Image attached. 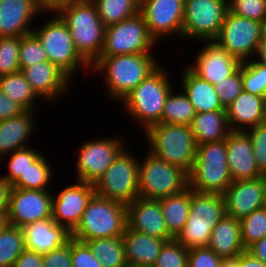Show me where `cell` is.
I'll list each match as a JSON object with an SVG mask.
<instances>
[{"instance_id": "cell-1", "label": "cell", "mask_w": 266, "mask_h": 267, "mask_svg": "<svg viewBox=\"0 0 266 267\" xmlns=\"http://www.w3.org/2000/svg\"><path fill=\"white\" fill-rule=\"evenodd\" d=\"M153 53L100 56L91 71L104 77L109 101H121L162 63Z\"/></svg>"}, {"instance_id": "cell-2", "label": "cell", "mask_w": 266, "mask_h": 267, "mask_svg": "<svg viewBox=\"0 0 266 267\" xmlns=\"http://www.w3.org/2000/svg\"><path fill=\"white\" fill-rule=\"evenodd\" d=\"M169 76L166 68L160 65L120 101L124 113L132 121L139 123L144 128L143 131L154 124L162 123L164 104L174 87Z\"/></svg>"}, {"instance_id": "cell-3", "label": "cell", "mask_w": 266, "mask_h": 267, "mask_svg": "<svg viewBox=\"0 0 266 267\" xmlns=\"http://www.w3.org/2000/svg\"><path fill=\"white\" fill-rule=\"evenodd\" d=\"M67 25L76 51L91 66L104 45L105 26L92 0H75L56 13Z\"/></svg>"}, {"instance_id": "cell-4", "label": "cell", "mask_w": 266, "mask_h": 267, "mask_svg": "<svg viewBox=\"0 0 266 267\" xmlns=\"http://www.w3.org/2000/svg\"><path fill=\"white\" fill-rule=\"evenodd\" d=\"M141 132L149 144L147 151L189 175L197 152V143L191 126L157 123Z\"/></svg>"}, {"instance_id": "cell-5", "label": "cell", "mask_w": 266, "mask_h": 267, "mask_svg": "<svg viewBox=\"0 0 266 267\" xmlns=\"http://www.w3.org/2000/svg\"><path fill=\"white\" fill-rule=\"evenodd\" d=\"M126 227V205L94 194L71 237L81 242L118 237Z\"/></svg>"}, {"instance_id": "cell-6", "label": "cell", "mask_w": 266, "mask_h": 267, "mask_svg": "<svg viewBox=\"0 0 266 267\" xmlns=\"http://www.w3.org/2000/svg\"><path fill=\"white\" fill-rule=\"evenodd\" d=\"M189 187L199 193L223 195L233 182L227 163L226 139L197 145Z\"/></svg>"}, {"instance_id": "cell-7", "label": "cell", "mask_w": 266, "mask_h": 267, "mask_svg": "<svg viewBox=\"0 0 266 267\" xmlns=\"http://www.w3.org/2000/svg\"><path fill=\"white\" fill-rule=\"evenodd\" d=\"M225 214L223 195L192 190L188 219L175 239L187 249L207 246L213 228Z\"/></svg>"}, {"instance_id": "cell-8", "label": "cell", "mask_w": 266, "mask_h": 267, "mask_svg": "<svg viewBox=\"0 0 266 267\" xmlns=\"http://www.w3.org/2000/svg\"><path fill=\"white\" fill-rule=\"evenodd\" d=\"M32 32L40 40L49 62L57 66L71 80L76 72L82 69L92 72L91 66L76 51L67 25L56 13L42 25L34 27Z\"/></svg>"}, {"instance_id": "cell-9", "label": "cell", "mask_w": 266, "mask_h": 267, "mask_svg": "<svg viewBox=\"0 0 266 267\" xmlns=\"http://www.w3.org/2000/svg\"><path fill=\"white\" fill-rule=\"evenodd\" d=\"M146 155V156H145ZM139 158L138 195L159 200L183 192L189 187L188 174L149 151Z\"/></svg>"}, {"instance_id": "cell-10", "label": "cell", "mask_w": 266, "mask_h": 267, "mask_svg": "<svg viewBox=\"0 0 266 267\" xmlns=\"http://www.w3.org/2000/svg\"><path fill=\"white\" fill-rule=\"evenodd\" d=\"M126 146L94 184L95 194L128 205L138 195L139 158Z\"/></svg>"}, {"instance_id": "cell-11", "label": "cell", "mask_w": 266, "mask_h": 267, "mask_svg": "<svg viewBox=\"0 0 266 267\" xmlns=\"http://www.w3.org/2000/svg\"><path fill=\"white\" fill-rule=\"evenodd\" d=\"M157 44L148 31L143 15L138 12L126 20L105 28L104 45L100 56L152 53Z\"/></svg>"}, {"instance_id": "cell-12", "label": "cell", "mask_w": 266, "mask_h": 267, "mask_svg": "<svg viewBox=\"0 0 266 267\" xmlns=\"http://www.w3.org/2000/svg\"><path fill=\"white\" fill-rule=\"evenodd\" d=\"M228 10V0H185L182 40H215Z\"/></svg>"}, {"instance_id": "cell-13", "label": "cell", "mask_w": 266, "mask_h": 267, "mask_svg": "<svg viewBox=\"0 0 266 267\" xmlns=\"http://www.w3.org/2000/svg\"><path fill=\"white\" fill-rule=\"evenodd\" d=\"M122 138L114 136L88 140L79 146L76 164V180L95 184L118 154L126 147Z\"/></svg>"}, {"instance_id": "cell-14", "label": "cell", "mask_w": 266, "mask_h": 267, "mask_svg": "<svg viewBox=\"0 0 266 267\" xmlns=\"http://www.w3.org/2000/svg\"><path fill=\"white\" fill-rule=\"evenodd\" d=\"M261 22L226 13L216 41L240 62L251 60L257 44L261 41Z\"/></svg>"}, {"instance_id": "cell-15", "label": "cell", "mask_w": 266, "mask_h": 267, "mask_svg": "<svg viewBox=\"0 0 266 267\" xmlns=\"http://www.w3.org/2000/svg\"><path fill=\"white\" fill-rule=\"evenodd\" d=\"M184 5L185 0H140L139 12L156 42L182 39Z\"/></svg>"}, {"instance_id": "cell-16", "label": "cell", "mask_w": 266, "mask_h": 267, "mask_svg": "<svg viewBox=\"0 0 266 267\" xmlns=\"http://www.w3.org/2000/svg\"><path fill=\"white\" fill-rule=\"evenodd\" d=\"M49 190L12 188L7 211L8 222L17 227L52 218V195Z\"/></svg>"}, {"instance_id": "cell-17", "label": "cell", "mask_w": 266, "mask_h": 267, "mask_svg": "<svg viewBox=\"0 0 266 267\" xmlns=\"http://www.w3.org/2000/svg\"><path fill=\"white\" fill-rule=\"evenodd\" d=\"M76 183V184H75ZM52 195V218L72 232L79 224L84 210L95 194L94 184L75 180Z\"/></svg>"}, {"instance_id": "cell-18", "label": "cell", "mask_w": 266, "mask_h": 267, "mask_svg": "<svg viewBox=\"0 0 266 267\" xmlns=\"http://www.w3.org/2000/svg\"><path fill=\"white\" fill-rule=\"evenodd\" d=\"M204 43L198 51L196 62L186 64L196 75L214 85L231 76L241 62L230 55L216 41H201Z\"/></svg>"}, {"instance_id": "cell-19", "label": "cell", "mask_w": 266, "mask_h": 267, "mask_svg": "<svg viewBox=\"0 0 266 267\" xmlns=\"http://www.w3.org/2000/svg\"><path fill=\"white\" fill-rule=\"evenodd\" d=\"M226 215L241 220L258 208L266 206L264 179L233 181L223 194Z\"/></svg>"}, {"instance_id": "cell-20", "label": "cell", "mask_w": 266, "mask_h": 267, "mask_svg": "<svg viewBox=\"0 0 266 267\" xmlns=\"http://www.w3.org/2000/svg\"><path fill=\"white\" fill-rule=\"evenodd\" d=\"M126 208L129 229L166 241L175 239L167 228L159 200L137 197Z\"/></svg>"}, {"instance_id": "cell-21", "label": "cell", "mask_w": 266, "mask_h": 267, "mask_svg": "<svg viewBox=\"0 0 266 267\" xmlns=\"http://www.w3.org/2000/svg\"><path fill=\"white\" fill-rule=\"evenodd\" d=\"M20 71L43 101L55 102L63 98L72 86L70 84L73 80L49 61L36 63Z\"/></svg>"}, {"instance_id": "cell-22", "label": "cell", "mask_w": 266, "mask_h": 267, "mask_svg": "<svg viewBox=\"0 0 266 267\" xmlns=\"http://www.w3.org/2000/svg\"><path fill=\"white\" fill-rule=\"evenodd\" d=\"M226 145L227 163L233 181L263 176L256 166L252 143L245 131H230Z\"/></svg>"}, {"instance_id": "cell-23", "label": "cell", "mask_w": 266, "mask_h": 267, "mask_svg": "<svg viewBox=\"0 0 266 267\" xmlns=\"http://www.w3.org/2000/svg\"><path fill=\"white\" fill-rule=\"evenodd\" d=\"M40 14L43 15L34 0H0V37H22L32 33L31 22Z\"/></svg>"}, {"instance_id": "cell-24", "label": "cell", "mask_w": 266, "mask_h": 267, "mask_svg": "<svg viewBox=\"0 0 266 267\" xmlns=\"http://www.w3.org/2000/svg\"><path fill=\"white\" fill-rule=\"evenodd\" d=\"M25 249L39 254L49 253L69 242L71 232L56 223L53 218L39 220L22 227Z\"/></svg>"}, {"instance_id": "cell-25", "label": "cell", "mask_w": 266, "mask_h": 267, "mask_svg": "<svg viewBox=\"0 0 266 267\" xmlns=\"http://www.w3.org/2000/svg\"><path fill=\"white\" fill-rule=\"evenodd\" d=\"M225 109L231 131H245L266 122V97L263 96L243 90Z\"/></svg>"}, {"instance_id": "cell-26", "label": "cell", "mask_w": 266, "mask_h": 267, "mask_svg": "<svg viewBox=\"0 0 266 267\" xmlns=\"http://www.w3.org/2000/svg\"><path fill=\"white\" fill-rule=\"evenodd\" d=\"M36 111L25 110L21 114L0 121V159L14 151L29 147V138L37 131Z\"/></svg>"}, {"instance_id": "cell-27", "label": "cell", "mask_w": 266, "mask_h": 267, "mask_svg": "<svg viewBox=\"0 0 266 267\" xmlns=\"http://www.w3.org/2000/svg\"><path fill=\"white\" fill-rule=\"evenodd\" d=\"M128 267H153L166 240L126 227L122 235Z\"/></svg>"}, {"instance_id": "cell-28", "label": "cell", "mask_w": 266, "mask_h": 267, "mask_svg": "<svg viewBox=\"0 0 266 267\" xmlns=\"http://www.w3.org/2000/svg\"><path fill=\"white\" fill-rule=\"evenodd\" d=\"M180 75L181 90L187 95L196 113L226 110L219 100L214 85L200 78L186 65Z\"/></svg>"}, {"instance_id": "cell-29", "label": "cell", "mask_w": 266, "mask_h": 267, "mask_svg": "<svg viewBox=\"0 0 266 267\" xmlns=\"http://www.w3.org/2000/svg\"><path fill=\"white\" fill-rule=\"evenodd\" d=\"M207 247L221 259L234 258L246 251L241 241L240 220L225 214L213 228Z\"/></svg>"}, {"instance_id": "cell-30", "label": "cell", "mask_w": 266, "mask_h": 267, "mask_svg": "<svg viewBox=\"0 0 266 267\" xmlns=\"http://www.w3.org/2000/svg\"><path fill=\"white\" fill-rule=\"evenodd\" d=\"M190 126L197 145L224 140L231 131L226 110L196 113Z\"/></svg>"}, {"instance_id": "cell-31", "label": "cell", "mask_w": 266, "mask_h": 267, "mask_svg": "<svg viewBox=\"0 0 266 267\" xmlns=\"http://www.w3.org/2000/svg\"><path fill=\"white\" fill-rule=\"evenodd\" d=\"M192 189L159 199L163 216L169 232L176 237L183 229L189 215Z\"/></svg>"}, {"instance_id": "cell-32", "label": "cell", "mask_w": 266, "mask_h": 267, "mask_svg": "<svg viewBox=\"0 0 266 267\" xmlns=\"http://www.w3.org/2000/svg\"><path fill=\"white\" fill-rule=\"evenodd\" d=\"M0 88L7 97L25 110L37 111L40 109L37 108L36 103L41 98L32 89L21 71L0 76Z\"/></svg>"}, {"instance_id": "cell-33", "label": "cell", "mask_w": 266, "mask_h": 267, "mask_svg": "<svg viewBox=\"0 0 266 267\" xmlns=\"http://www.w3.org/2000/svg\"><path fill=\"white\" fill-rule=\"evenodd\" d=\"M85 243L103 267H128L122 236L87 240Z\"/></svg>"}, {"instance_id": "cell-34", "label": "cell", "mask_w": 266, "mask_h": 267, "mask_svg": "<svg viewBox=\"0 0 266 267\" xmlns=\"http://www.w3.org/2000/svg\"><path fill=\"white\" fill-rule=\"evenodd\" d=\"M48 160L42 153L12 184V188L49 190L48 186L54 175L51 163Z\"/></svg>"}, {"instance_id": "cell-35", "label": "cell", "mask_w": 266, "mask_h": 267, "mask_svg": "<svg viewBox=\"0 0 266 267\" xmlns=\"http://www.w3.org/2000/svg\"><path fill=\"white\" fill-rule=\"evenodd\" d=\"M174 90L175 88L167 95L162 114V123L190 126L196 115L194 106L183 90L179 93Z\"/></svg>"}, {"instance_id": "cell-36", "label": "cell", "mask_w": 266, "mask_h": 267, "mask_svg": "<svg viewBox=\"0 0 266 267\" xmlns=\"http://www.w3.org/2000/svg\"><path fill=\"white\" fill-rule=\"evenodd\" d=\"M105 27L117 24L139 12L140 0H92Z\"/></svg>"}, {"instance_id": "cell-37", "label": "cell", "mask_w": 266, "mask_h": 267, "mask_svg": "<svg viewBox=\"0 0 266 267\" xmlns=\"http://www.w3.org/2000/svg\"><path fill=\"white\" fill-rule=\"evenodd\" d=\"M24 250L22 228L8 224L0 233V266H13Z\"/></svg>"}, {"instance_id": "cell-38", "label": "cell", "mask_w": 266, "mask_h": 267, "mask_svg": "<svg viewBox=\"0 0 266 267\" xmlns=\"http://www.w3.org/2000/svg\"><path fill=\"white\" fill-rule=\"evenodd\" d=\"M241 241L245 249L266 237V206L256 209L240 220Z\"/></svg>"}, {"instance_id": "cell-39", "label": "cell", "mask_w": 266, "mask_h": 267, "mask_svg": "<svg viewBox=\"0 0 266 267\" xmlns=\"http://www.w3.org/2000/svg\"><path fill=\"white\" fill-rule=\"evenodd\" d=\"M243 90L266 97V65L254 60L241 62Z\"/></svg>"}, {"instance_id": "cell-40", "label": "cell", "mask_w": 266, "mask_h": 267, "mask_svg": "<svg viewBox=\"0 0 266 267\" xmlns=\"http://www.w3.org/2000/svg\"><path fill=\"white\" fill-rule=\"evenodd\" d=\"M41 154V151L29 146L2 157L0 162L9 157L7 158L8 172L2 176L12 185Z\"/></svg>"}, {"instance_id": "cell-41", "label": "cell", "mask_w": 266, "mask_h": 267, "mask_svg": "<svg viewBox=\"0 0 266 267\" xmlns=\"http://www.w3.org/2000/svg\"><path fill=\"white\" fill-rule=\"evenodd\" d=\"M44 61L49 60L37 36L33 32L22 36L19 47L20 69H24Z\"/></svg>"}, {"instance_id": "cell-42", "label": "cell", "mask_w": 266, "mask_h": 267, "mask_svg": "<svg viewBox=\"0 0 266 267\" xmlns=\"http://www.w3.org/2000/svg\"><path fill=\"white\" fill-rule=\"evenodd\" d=\"M21 37H0V76L20 71Z\"/></svg>"}, {"instance_id": "cell-43", "label": "cell", "mask_w": 266, "mask_h": 267, "mask_svg": "<svg viewBox=\"0 0 266 267\" xmlns=\"http://www.w3.org/2000/svg\"><path fill=\"white\" fill-rule=\"evenodd\" d=\"M188 249L176 239L166 241L153 267H188Z\"/></svg>"}, {"instance_id": "cell-44", "label": "cell", "mask_w": 266, "mask_h": 267, "mask_svg": "<svg viewBox=\"0 0 266 267\" xmlns=\"http://www.w3.org/2000/svg\"><path fill=\"white\" fill-rule=\"evenodd\" d=\"M228 9L237 16L258 22L266 18V0H228Z\"/></svg>"}, {"instance_id": "cell-45", "label": "cell", "mask_w": 266, "mask_h": 267, "mask_svg": "<svg viewBox=\"0 0 266 267\" xmlns=\"http://www.w3.org/2000/svg\"><path fill=\"white\" fill-rule=\"evenodd\" d=\"M219 100L224 108L230 105L243 91V81L240 67L229 77L214 84Z\"/></svg>"}, {"instance_id": "cell-46", "label": "cell", "mask_w": 266, "mask_h": 267, "mask_svg": "<svg viewBox=\"0 0 266 267\" xmlns=\"http://www.w3.org/2000/svg\"><path fill=\"white\" fill-rule=\"evenodd\" d=\"M245 132L251 140L256 166L259 172L266 174V122L251 127Z\"/></svg>"}, {"instance_id": "cell-47", "label": "cell", "mask_w": 266, "mask_h": 267, "mask_svg": "<svg viewBox=\"0 0 266 267\" xmlns=\"http://www.w3.org/2000/svg\"><path fill=\"white\" fill-rule=\"evenodd\" d=\"M71 259L73 267H103L85 242L71 238Z\"/></svg>"}, {"instance_id": "cell-48", "label": "cell", "mask_w": 266, "mask_h": 267, "mask_svg": "<svg viewBox=\"0 0 266 267\" xmlns=\"http://www.w3.org/2000/svg\"><path fill=\"white\" fill-rule=\"evenodd\" d=\"M188 267H220L222 259L209 247L188 249Z\"/></svg>"}, {"instance_id": "cell-49", "label": "cell", "mask_w": 266, "mask_h": 267, "mask_svg": "<svg viewBox=\"0 0 266 267\" xmlns=\"http://www.w3.org/2000/svg\"><path fill=\"white\" fill-rule=\"evenodd\" d=\"M44 267H73L71 259V239L64 246L43 255Z\"/></svg>"}, {"instance_id": "cell-50", "label": "cell", "mask_w": 266, "mask_h": 267, "mask_svg": "<svg viewBox=\"0 0 266 267\" xmlns=\"http://www.w3.org/2000/svg\"><path fill=\"white\" fill-rule=\"evenodd\" d=\"M25 109L7 97L0 88V121L7 120L24 112Z\"/></svg>"}, {"instance_id": "cell-51", "label": "cell", "mask_w": 266, "mask_h": 267, "mask_svg": "<svg viewBox=\"0 0 266 267\" xmlns=\"http://www.w3.org/2000/svg\"><path fill=\"white\" fill-rule=\"evenodd\" d=\"M13 267H44L43 255L25 249L15 261Z\"/></svg>"}, {"instance_id": "cell-52", "label": "cell", "mask_w": 266, "mask_h": 267, "mask_svg": "<svg viewBox=\"0 0 266 267\" xmlns=\"http://www.w3.org/2000/svg\"><path fill=\"white\" fill-rule=\"evenodd\" d=\"M75 0H34L37 9L43 13L54 14ZM54 12V13H53Z\"/></svg>"}, {"instance_id": "cell-53", "label": "cell", "mask_w": 266, "mask_h": 267, "mask_svg": "<svg viewBox=\"0 0 266 267\" xmlns=\"http://www.w3.org/2000/svg\"><path fill=\"white\" fill-rule=\"evenodd\" d=\"M12 185L0 176V213H7Z\"/></svg>"}, {"instance_id": "cell-54", "label": "cell", "mask_w": 266, "mask_h": 267, "mask_svg": "<svg viewBox=\"0 0 266 267\" xmlns=\"http://www.w3.org/2000/svg\"><path fill=\"white\" fill-rule=\"evenodd\" d=\"M246 251L253 257L260 259L263 263H266V237L254 242Z\"/></svg>"}, {"instance_id": "cell-55", "label": "cell", "mask_w": 266, "mask_h": 267, "mask_svg": "<svg viewBox=\"0 0 266 267\" xmlns=\"http://www.w3.org/2000/svg\"><path fill=\"white\" fill-rule=\"evenodd\" d=\"M239 267H266V263L244 251L239 255Z\"/></svg>"}, {"instance_id": "cell-56", "label": "cell", "mask_w": 266, "mask_h": 267, "mask_svg": "<svg viewBox=\"0 0 266 267\" xmlns=\"http://www.w3.org/2000/svg\"><path fill=\"white\" fill-rule=\"evenodd\" d=\"M252 60L266 65V40L261 39V41L257 44Z\"/></svg>"}, {"instance_id": "cell-57", "label": "cell", "mask_w": 266, "mask_h": 267, "mask_svg": "<svg viewBox=\"0 0 266 267\" xmlns=\"http://www.w3.org/2000/svg\"><path fill=\"white\" fill-rule=\"evenodd\" d=\"M220 267H239V256L234 258L222 259Z\"/></svg>"}, {"instance_id": "cell-58", "label": "cell", "mask_w": 266, "mask_h": 267, "mask_svg": "<svg viewBox=\"0 0 266 267\" xmlns=\"http://www.w3.org/2000/svg\"><path fill=\"white\" fill-rule=\"evenodd\" d=\"M8 224L7 213H0V233L7 227Z\"/></svg>"}, {"instance_id": "cell-59", "label": "cell", "mask_w": 266, "mask_h": 267, "mask_svg": "<svg viewBox=\"0 0 266 267\" xmlns=\"http://www.w3.org/2000/svg\"><path fill=\"white\" fill-rule=\"evenodd\" d=\"M260 33H261V39L266 40V18L263 21H261Z\"/></svg>"}, {"instance_id": "cell-60", "label": "cell", "mask_w": 266, "mask_h": 267, "mask_svg": "<svg viewBox=\"0 0 266 267\" xmlns=\"http://www.w3.org/2000/svg\"><path fill=\"white\" fill-rule=\"evenodd\" d=\"M264 186H265V198H266V174L263 175Z\"/></svg>"}]
</instances>
